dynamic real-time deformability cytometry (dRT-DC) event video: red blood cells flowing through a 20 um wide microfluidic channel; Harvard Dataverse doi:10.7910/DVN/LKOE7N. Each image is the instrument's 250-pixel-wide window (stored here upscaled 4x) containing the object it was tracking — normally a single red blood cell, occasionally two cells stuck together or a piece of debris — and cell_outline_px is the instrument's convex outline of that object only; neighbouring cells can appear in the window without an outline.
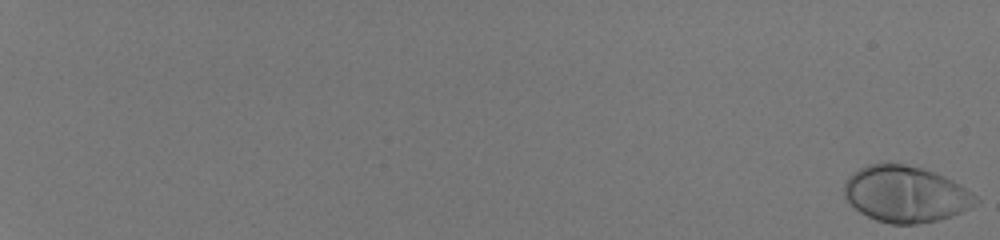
{"species": "human", "species_latin": "Homo sapiens", "temperature_condition": "room temperature", "stored_images_in_passage": 57, "camera_frame_rate_fps": 3000, "um_per_image_px": 0.085, "donor": {"sex": "male"}, "frame": {"image": 1, "passage_image": 1, "time_ms": 0.0, "image_size_px": [1000, 240], "cell_outline_px": [[980, 200], [976, 204], [960, 212], [936, 220], [916, 224], [892, 224], [876, 220], [860, 212], [844, 196], [844, 184], [848, 176], [852, 172], [868, 164], [904, 164], [920, 168], [944, 176], [960, 184], [972, 192]], "centroid_in_image_um": [76.97, 16.5], "position_along_channel_um": 8.0, "area_um2": 42.71}}
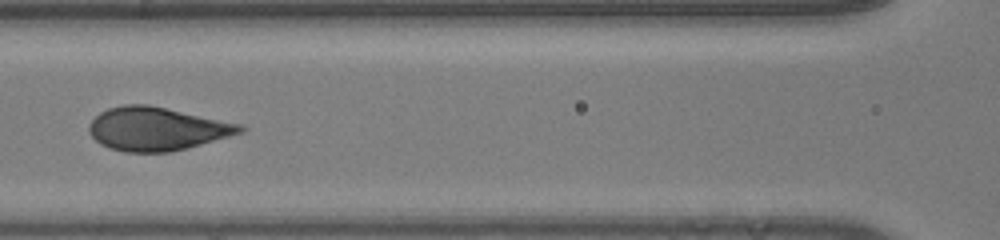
{"frame": {"image": 2, "passage_image": 33, "time_ms": 10.667, "image_size_px": [1000, 240], "cell_outline_px": [[248, 128], [244, 132], [172, 152], [124, 152], [108, 148], [100, 144], [88, 132], [88, 124], [100, 112], [108, 108], [124, 104], [148, 104], [244, 124]], "centroid_in_image_um": [13.35, 10.95], "position_along_channel_um": 153.3, "area_um2": 38.49}}
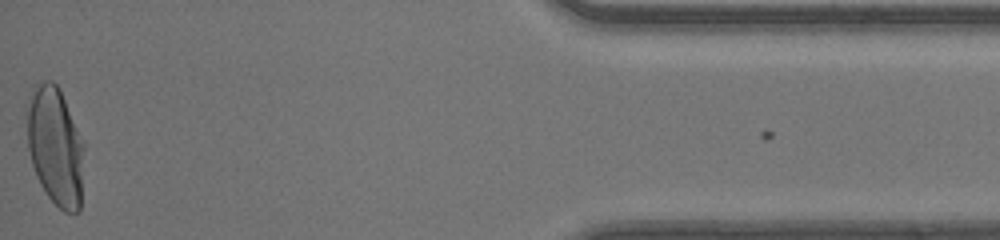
{"frame": {"image": 3, "passage_image": 57, "time_ms": 18.667, "image_size_px": [1000, 240], "cell_outline_px": [[84, 148], [80, 212], [64, 212], [48, 196], [40, 184], [36, 176], [32, 164], [28, 148], [24, 112], [32, 84], [44, 80], [52, 80], [60, 88], [84, 144]], "centroid_in_image_um": [4.66, 12.35], "position_along_channel_um": 430.5, "area_um2": 40.29}, "authors_computed_cell_mechanics": {"area_um2": 38.7838, "velocity_mm_per_s": 4.1536, "shape_relaxation_time_tau1_ms": 3.0977, "shape_relaxation_time_tau2_ms": null, "deformation_change_tau1": 0.2034, "deformation_change_tau2": null}}